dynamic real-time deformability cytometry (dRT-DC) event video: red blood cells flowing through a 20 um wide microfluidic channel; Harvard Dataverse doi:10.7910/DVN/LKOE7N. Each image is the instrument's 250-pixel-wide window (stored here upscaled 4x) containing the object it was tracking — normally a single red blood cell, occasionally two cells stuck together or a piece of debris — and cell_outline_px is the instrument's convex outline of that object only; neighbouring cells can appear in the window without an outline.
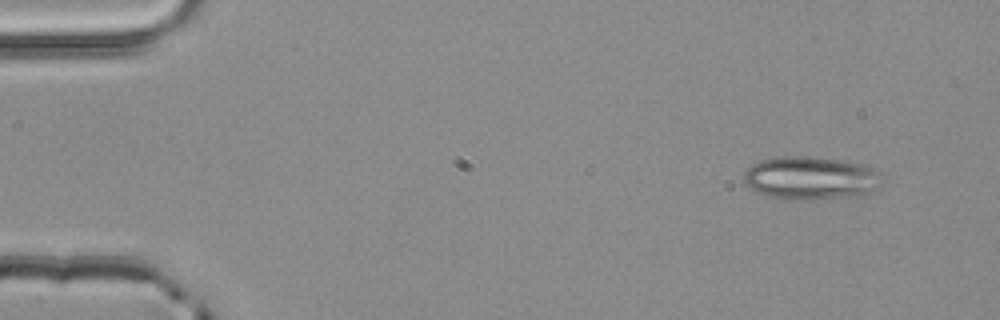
{"species": "common noctule bat (a hibernating species)", "species_latin": "Nyctalus noctula", "temperature_condition": "room temperature", "stored_images_in_passage": 3, "camera_frame_rate_fps": 3000, "um_per_image_px": 0.085, "animal": {"sex": "male", "body_mass_g": 20.4}, "frame": {"image": 1, "passage_image": 1, "time_ms": 0.0, "image_size_px": [1000, 320], "cell_outline_px": [[880, 188], [860, 196], [772, 196], [760, 192], [752, 188], [744, 180], [744, 172], [752, 164], [760, 160], [784, 156], [808, 156], [848, 160], [868, 164], [876, 172], [880, 184]], "centroid_in_image_um": [68.97, 15.05], "position_along_channel_um": 16.0, "area_um2": 33.35}}